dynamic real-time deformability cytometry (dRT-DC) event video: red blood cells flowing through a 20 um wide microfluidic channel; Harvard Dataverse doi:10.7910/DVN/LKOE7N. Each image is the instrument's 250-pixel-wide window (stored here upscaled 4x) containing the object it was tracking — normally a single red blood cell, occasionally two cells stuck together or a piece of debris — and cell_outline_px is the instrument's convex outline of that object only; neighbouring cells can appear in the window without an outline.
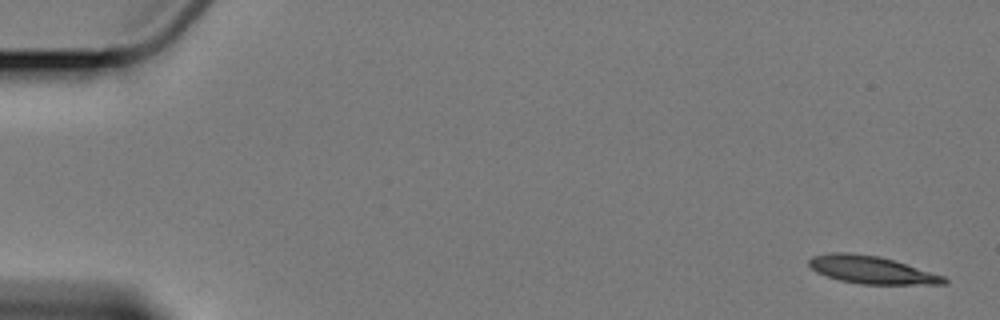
{"species": "Egyptian fruit bat (a non-hibernating species)", "species_latin": "Rousettus aegyptiacus", "temperature_condition": "cold", "stored_images_in_passage": 5, "camera_frame_rate_fps": 3000, "um_per_image_px": 0.085, "animal": {"sex": "female"}, "frame": {"image": 1, "passage_image": 1, "time_ms": 0.0, "image_size_px": [1000, 320], "cell_outline_px": [[948, 284], [864, 284], [840, 280], [816, 272], [808, 264], [808, 260], [812, 256], [828, 252], [848, 252], [876, 256], [892, 260], [944, 276], [948, 280]], "centroid_in_image_um": [74.04, 22.93], "position_along_channel_um": 11.0, "area_um2": 21.44}}
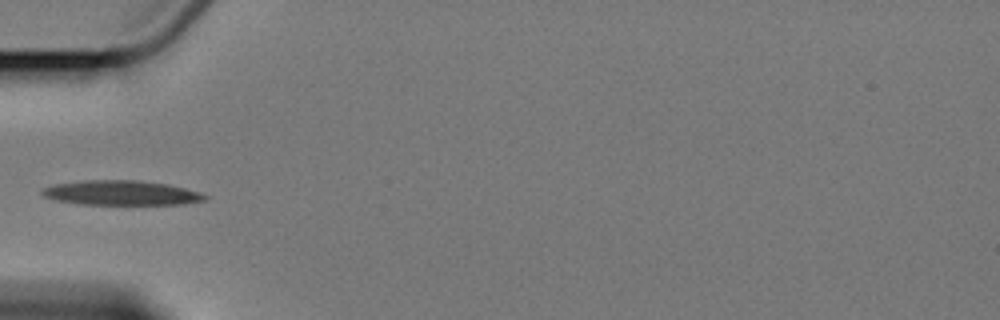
{"frame": {"image": 2, "passage_image": 5, "time_ms": 6.0, "image_size_px": [1000, 320], "cell_outline_px": [[208, 200], [184, 204], [80, 204], [56, 200], [44, 196], [40, 192], [44, 188], [56, 184], [88, 180], [136, 180], [168, 184], [200, 192], [208, 196]], "centroid_in_image_um": [10.36, 16.4], "position_along_channel_um": 74.6, "area_um2": 23.24}}